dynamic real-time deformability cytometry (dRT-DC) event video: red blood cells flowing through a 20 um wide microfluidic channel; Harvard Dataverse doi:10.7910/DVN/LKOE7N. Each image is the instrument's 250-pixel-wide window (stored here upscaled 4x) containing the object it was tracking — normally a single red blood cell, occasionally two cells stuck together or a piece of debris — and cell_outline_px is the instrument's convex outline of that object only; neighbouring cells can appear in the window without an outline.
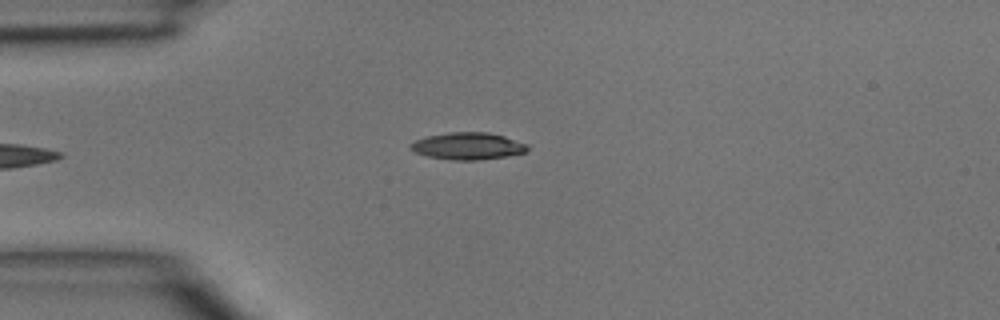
{"species": "common noctule bat (a hibernating species)", "species_latin": "Nyctalus noctula", "temperature_condition": "room temperature", "stored_images_in_passage": 35, "camera_frame_rate_fps": 3000, "um_per_image_px": 0.085, "animal": {"sex": "male", "body_mass_g": 15.6}, "frame": {"image": 1, "passage_image": 1, "time_ms": 0.0, "image_size_px": [1000, 320], "cell_outline_px": [[528, 152], [508, 156], [480, 160], [452, 160], [428, 156], [416, 152], [408, 148], [408, 144], [416, 140], [428, 136], [448, 132], [488, 132], [504, 136], [528, 144]], "centroid_in_image_um": [39.79, 12.41], "position_along_channel_um": 45.2, "area_um2": 18.55}}
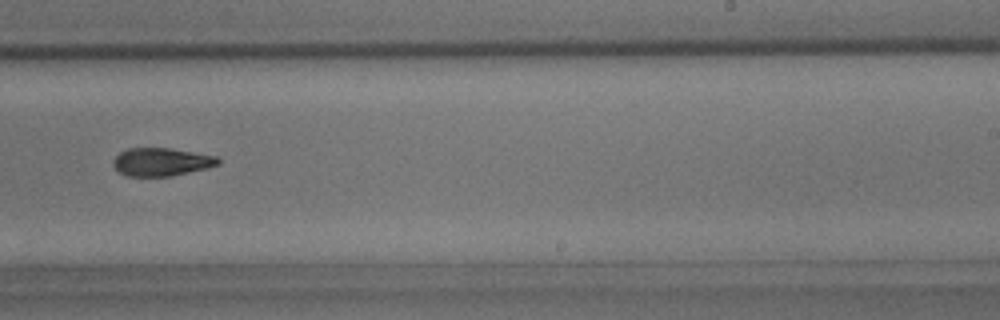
{"frame": {"image": 2, "passage_image": 18, "time_ms": 5.667, "image_size_px": [1000, 320], "cell_outline_px": [[220, 164], [208, 168], [172, 176], [128, 176], [120, 172], [112, 164], [112, 160], [120, 152], [128, 148], [168, 148], [216, 156], [220, 160]], "centroid_in_image_um": [13.72, 13.76], "position_along_channel_um": 275.3, "area_um2": 17.11}}
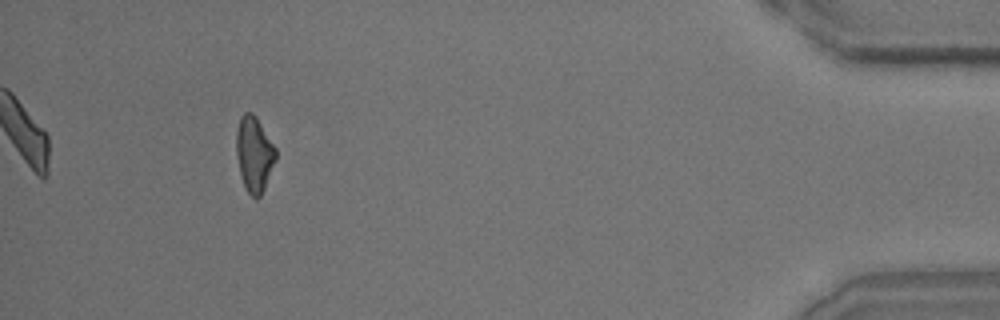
{"frame": {"image": 3, "passage_image": 32, "time_ms": 10.333, "image_size_px": [1000, 320], "cell_outline_px": [[276, 160], [264, 188], [260, 196], [252, 196], [244, 188], [240, 172], [236, 152], [236, 132], [240, 116], [244, 112], [252, 112], [256, 116], [276, 148]], "centroid_in_image_um": [21.6, 13.06], "position_along_channel_um": 413.6, "area_um2": 17.22}}